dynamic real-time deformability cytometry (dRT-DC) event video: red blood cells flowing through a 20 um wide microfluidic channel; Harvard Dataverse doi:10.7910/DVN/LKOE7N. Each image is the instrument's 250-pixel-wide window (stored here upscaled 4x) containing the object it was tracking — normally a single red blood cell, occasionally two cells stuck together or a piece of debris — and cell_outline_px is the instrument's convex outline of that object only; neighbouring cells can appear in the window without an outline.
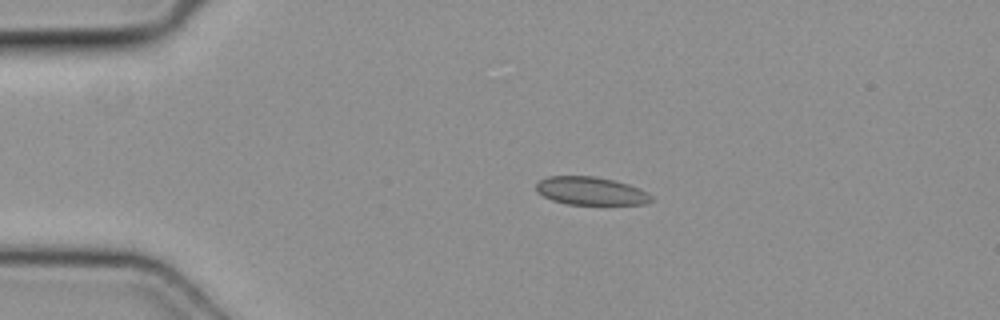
{"species": "common noctule bat (a hibernating species)", "species_latin": "Nyctalus noctula", "temperature_condition": "cold", "stored_images_in_passage": 4, "camera_frame_rate_fps": 3000, "um_per_image_px": 0.085, "animal": {"sex": "female", "body_mass_g": 19.3, "forearm_length_mm": 54.1}, "frame": {"image": 1, "passage_image": 2, "time_ms": 0.333, "image_size_px": [1000, 320], "cell_outline_px": [[652, 200], [648, 204], [568, 204], [552, 200], [536, 192], [536, 184], [540, 180], [548, 176], [596, 176], [616, 180], [640, 188], [648, 192], [652, 196]], "centroid_in_image_um": [50.24, 16.22], "position_along_channel_um": 34.8, "area_um2": 18.96}}